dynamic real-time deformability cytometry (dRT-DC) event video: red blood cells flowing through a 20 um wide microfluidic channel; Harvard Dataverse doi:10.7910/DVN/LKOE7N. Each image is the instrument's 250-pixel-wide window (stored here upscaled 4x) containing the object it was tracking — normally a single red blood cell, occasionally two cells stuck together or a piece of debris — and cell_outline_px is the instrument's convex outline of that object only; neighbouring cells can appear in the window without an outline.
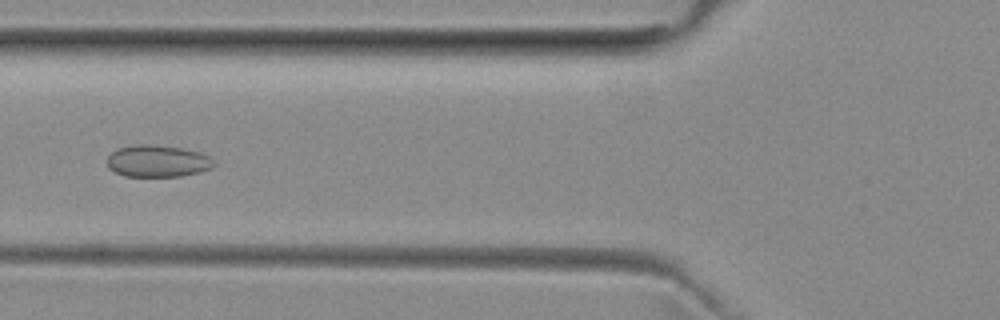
{"species": "common noctule bat (a hibernating species)", "species_latin": "Nyctalus noctula", "temperature_condition": "room temperature", "stored_images_in_passage": 40, "camera_frame_rate_fps": 3000, "um_per_image_px": 0.085, "animal": {"sex": "female", "body_mass_g": 29.2, "forearm_length_mm": 56.3}, "frame": {"image": 1, "passage_image": 8, "time_ms": 2.333, "image_size_px": [1000, 320], "cell_outline_px": [[216, 164], [212, 168], [200, 172], [180, 176], [124, 176], [108, 168], [108, 156], [116, 148], [140, 144], [148, 144], [180, 148], [200, 152], [212, 156], [216, 160]], "centroid_in_image_um": [13.45, 13.69], "position_along_channel_um": 112.4, "area_um2": 20.0}}
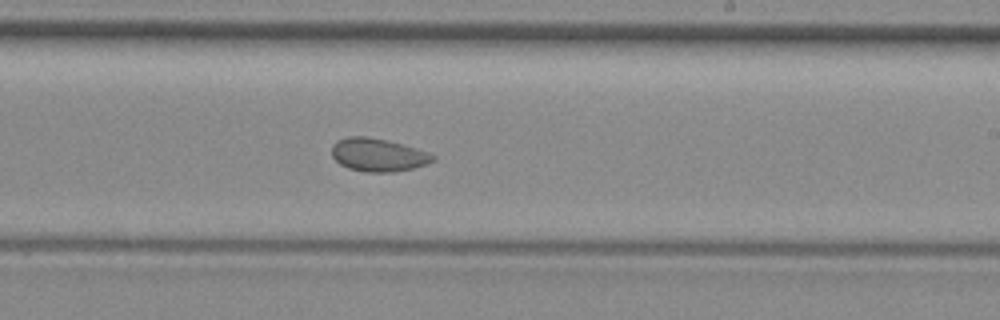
{"frame": {"image": 2, "passage_image": 19, "time_ms": 6.0, "image_size_px": [1000, 320], "cell_outline_px": [[436, 160], [412, 168], [392, 172], [364, 172], [348, 168], [340, 164], [332, 156], [332, 144], [336, 140], [348, 136], [364, 136], [388, 140], [416, 148], [428, 152], [436, 156]], "centroid_in_image_um": [32.11, 13.16], "position_along_channel_um": 256.9, "area_um2": 19.54}}
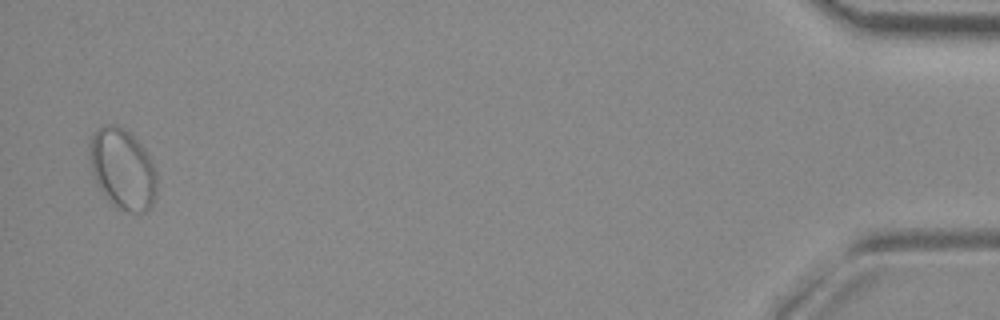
{"frame": {"image": 3, "passage_image": 39, "time_ms": 12.667, "image_size_px": [1000, 320], "cell_outline_px": [[156, 192], [152, 204], [144, 212], [128, 212], [116, 208], [104, 196], [96, 184], [92, 176], [88, 144], [92, 136], [104, 124], [116, 124], [124, 128], [144, 148], [156, 172]], "centroid_in_image_um": [10.38, 14.38], "position_along_channel_um": 424.8, "area_um2": 31.62}, "authors_computed_cell_mechanics": {"area_um2": 20.6924, "velocity_mm_per_s": 3.9432, "shape_relaxation_time_tau1_ms": null, "shape_relaxation_time_tau2_ms": 1.0264, "deformation_change_tau1": null, "deformation_change_tau2": 0.0489}}